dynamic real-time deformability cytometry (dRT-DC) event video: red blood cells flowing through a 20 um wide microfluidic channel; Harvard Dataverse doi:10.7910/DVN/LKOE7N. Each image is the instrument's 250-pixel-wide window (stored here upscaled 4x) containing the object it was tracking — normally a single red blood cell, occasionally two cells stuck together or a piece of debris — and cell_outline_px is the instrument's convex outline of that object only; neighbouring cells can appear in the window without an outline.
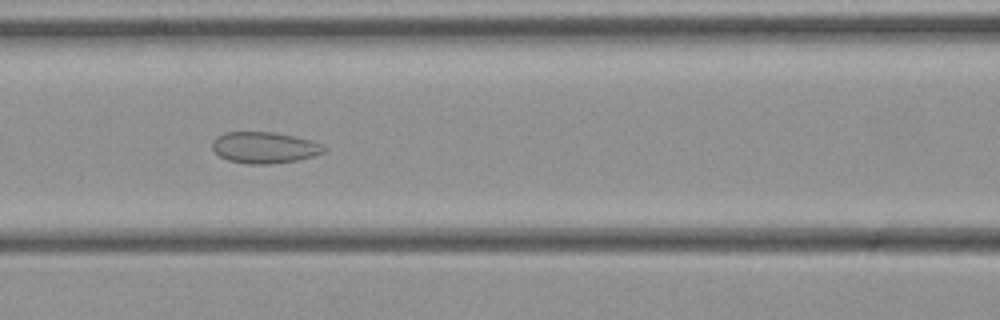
{"species": "common noctule bat (a hibernating species)", "species_latin": "Nyctalus noctula", "temperature_condition": "cold", "stored_images_in_passage": 34, "camera_frame_rate_fps": 3000, "um_per_image_px": 0.085, "animal": {"sex": "female", "body_mass_g": 21.9}, "frame": {"image": 1, "passage_image": 8, "time_ms": 2.333, "image_size_px": [1000, 320], "cell_outline_px": [[328, 148], [324, 152], [312, 156], [296, 160], [268, 164], [248, 164], [228, 160], [220, 156], [212, 148], [212, 140], [216, 136], [224, 132], [272, 132], [292, 136], [308, 140], [320, 144]], "centroid_in_image_um": [22.43, 12.54], "position_along_channel_um": 144.2, "area_um2": 20.17}}
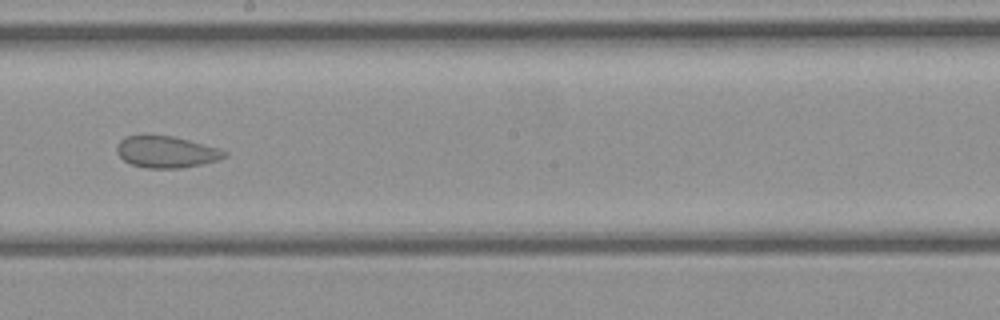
{"frame": {"image": 2, "passage_image": 14, "time_ms": 4.333, "image_size_px": [1000, 320], "cell_outline_px": [[228, 156], [220, 160], [180, 168], [148, 168], [132, 164], [124, 160], [116, 152], [116, 144], [124, 136], [172, 136], [220, 148], [228, 152]], "centroid_in_image_um": [14.16, 12.92], "position_along_channel_um": 234.0, "area_um2": 19.77}}
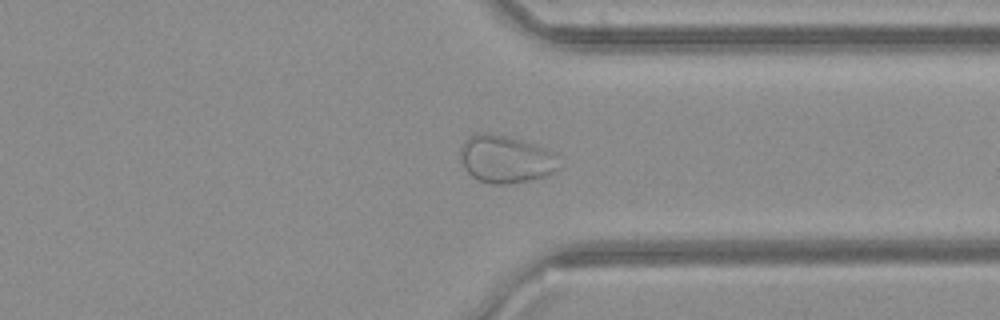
{"frame": {"image": 3, "passage_image": 23, "time_ms": 7.333, "image_size_px": [1000, 320], "cell_outline_px": [[560, 168], [544, 176], [528, 180], [508, 184], [488, 184], [472, 176], [464, 168], [460, 160], [460, 148], [464, 140], [468, 136], [476, 132], [488, 132], [508, 136], [536, 144], [552, 152]], "centroid_in_image_um": [42.92, 13.5], "position_along_channel_um": 368.5, "area_um2": 27.46}}